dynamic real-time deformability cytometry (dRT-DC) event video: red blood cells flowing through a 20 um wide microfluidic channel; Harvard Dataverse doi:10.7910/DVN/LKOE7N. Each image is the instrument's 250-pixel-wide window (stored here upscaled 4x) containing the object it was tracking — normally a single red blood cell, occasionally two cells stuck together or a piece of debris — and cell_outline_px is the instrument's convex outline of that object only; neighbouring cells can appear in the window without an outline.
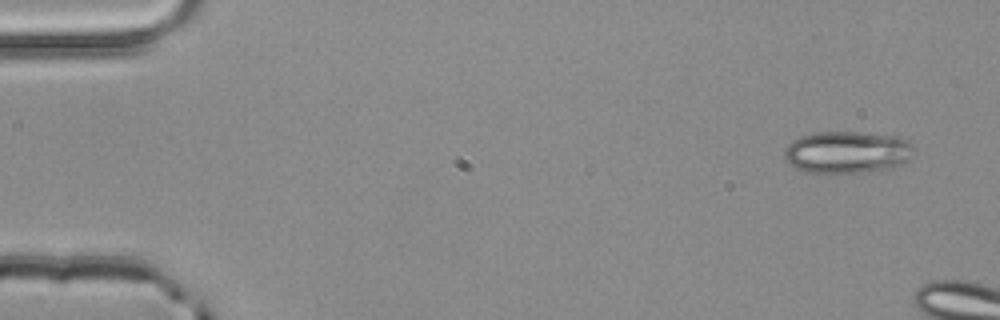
{"species": "common noctule bat (a hibernating species)", "species_latin": "Nyctalus noctula", "temperature_condition": "room temperature", "stored_images_in_passage": 4, "camera_frame_rate_fps": 3000, "um_per_image_px": 0.085, "animal": {"sex": "male", "body_mass_g": 20.4}, "frame": {"image": 1, "passage_image": 1, "time_ms": 0.0, "image_size_px": [1000, 320], "cell_outline_px": [[916, 148], [900, 164], [892, 168], [828, 176], [804, 172], [788, 164], [784, 160], [784, 148], [792, 140], [800, 136], [816, 132], [856, 132], [896, 136], [908, 140]], "centroid_in_image_um": [71.91, 12.97], "position_along_channel_um": 13.1, "area_um2": 32.48}}